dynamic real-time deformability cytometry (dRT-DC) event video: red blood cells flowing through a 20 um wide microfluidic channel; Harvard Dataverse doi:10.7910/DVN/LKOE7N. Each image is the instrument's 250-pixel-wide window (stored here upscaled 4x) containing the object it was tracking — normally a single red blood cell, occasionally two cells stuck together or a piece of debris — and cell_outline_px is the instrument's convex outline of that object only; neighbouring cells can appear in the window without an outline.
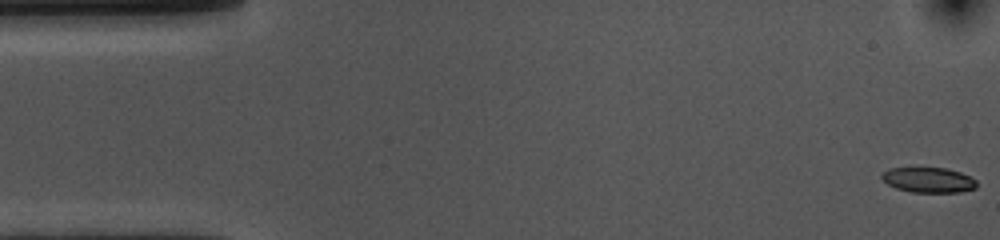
{"species": "common noctule bat (a hibernating species)", "species_latin": "Nyctalus noctula", "temperature_condition": "cold", "stored_images_in_passage": 55, "camera_frame_rate_fps": 3000, "um_per_image_px": 0.085, "animal": {"sex": "female", "body_mass_g": 10.0, "forearm_length_mm": 53.1}, "frame": {"image": 1, "passage_image": 1, "time_ms": 0.0, "image_size_px": [1000, 240], "cell_outline_px": [[976, 188], [960, 192], [912, 192], [896, 188], [888, 184], [880, 176], [888, 168], [944, 168], [960, 172], [976, 180]], "centroid_in_image_um": [78.92, 15.3], "position_along_channel_um": 6.1, "area_um2": 13.76}}
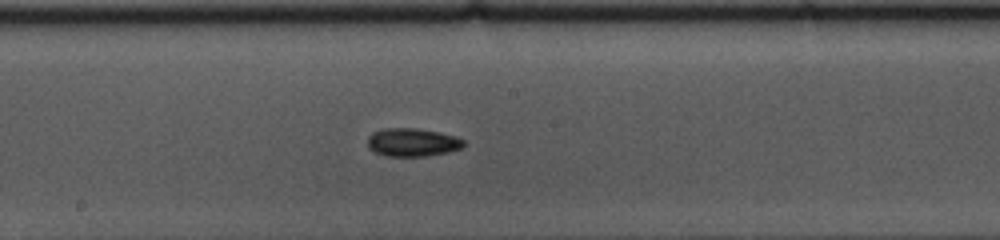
{"frame": {"image": 2, "passage_image": 28, "time_ms": 9.0, "image_size_px": [1000, 240], "cell_outline_px": [[464, 144], [460, 148], [448, 152], [428, 156], [388, 156], [376, 152], [368, 148], [368, 136], [372, 132], [384, 128], [416, 128], [440, 132], [456, 136], [464, 140]], "centroid_in_image_um": [35.05, 12.09], "position_along_channel_um": 213.2, "area_um2": 15.84}}
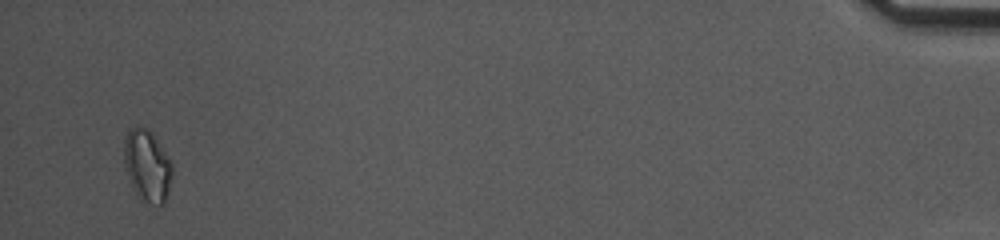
{"frame": {"image": 3, "passage_image": 53, "time_ms": 17.333, "image_size_px": [1000, 240], "cell_outline_px": [[172, 176], [168, 192], [164, 204], [160, 204], [140, 200], [136, 196], [128, 176], [124, 164], [124, 136], [132, 128], [148, 128], [152, 132], [168, 156], [172, 164]], "centroid_in_image_um": [12.51, 14.09], "position_along_channel_um": 422.7, "area_um2": 20.06}, "authors_computed_cell_mechanics": {"area_um2": 15.1436, "velocity_mm_per_s": 3.5938, "shape_relaxation_time_tau1_ms": 6.2523, "shape_relaxation_time_tau2_ms": null, "deformation_change_tau1": 0.102, "deformation_change_tau2": null}}